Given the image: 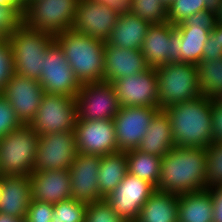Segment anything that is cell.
<instances>
[{"label": "cell", "instance_id": "cell-1", "mask_svg": "<svg viewBox=\"0 0 222 222\" xmlns=\"http://www.w3.org/2000/svg\"><path fill=\"white\" fill-rule=\"evenodd\" d=\"M206 148H172L161 160L156 190L176 196L206 190Z\"/></svg>", "mask_w": 222, "mask_h": 222}, {"label": "cell", "instance_id": "cell-2", "mask_svg": "<svg viewBox=\"0 0 222 222\" xmlns=\"http://www.w3.org/2000/svg\"><path fill=\"white\" fill-rule=\"evenodd\" d=\"M213 99L200 95L165 108L171 120L175 146L207 148L213 139Z\"/></svg>", "mask_w": 222, "mask_h": 222}, {"label": "cell", "instance_id": "cell-3", "mask_svg": "<svg viewBox=\"0 0 222 222\" xmlns=\"http://www.w3.org/2000/svg\"><path fill=\"white\" fill-rule=\"evenodd\" d=\"M80 84L102 82L105 42L74 31L55 36Z\"/></svg>", "mask_w": 222, "mask_h": 222}, {"label": "cell", "instance_id": "cell-4", "mask_svg": "<svg viewBox=\"0 0 222 222\" xmlns=\"http://www.w3.org/2000/svg\"><path fill=\"white\" fill-rule=\"evenodd\" d=\"M7 39L12 48L14 73L39 81L43 57L55 36L22 23Z\"/></svg>", "mask_w": 222, "mask_h": 222}, {"label": "cell", "instance_id": "cell-5", "mask_svg": "<svg viewBox=\"0 0 222 222\" xmlns=\"http://www.w3.org/2000/svg\"><path fill=\"white\" fill-rule=\"evenodd\" d=\"M39 135L29 124H22L0 138V175H31Z\"/></svg>", "mask_w": 222, "mask_h": 222}, {"label": "cell", "instance_id": "cell-6", "mask_svg": "<svg viewBox=\"0 0 222 222\" xmlns=\"http://www.w3.org/2000/svg\"><path fill=\"white\" fill-rule=\"evenodd\" d=\"M159 108L193 100L201 95L195 64L170 62L155 68Z\"/></svg>", "mask_w": 222, "mask_h": 222}, {"label": "cell", "instance_id": "cell-7", "mask_svg": "<svg viewBox=\"0 0 222 222\" xmlns=\"http://www.w3.org/2000/svg\"><path fill=\"white\" fill-rule=\"evenodd\" d=\"M79 0H30L23 11L29 28L56 36L72 28Z\"/></svg>", "mask_w": 222, "mask_h": 222}, {"label": "cell", "instance_id": "cell-8", "mask_svg": "<svg viewBox=\"0 0 222 222\" xmlns=\"http://www.w3.org/2000/svg\"><path fill=\"white\" fill-rule=\"evenodd\" d=\"M76 122L75 97L45 93L29 125L41 136L46 133L75 130Z\"/></svg>", "mask_w": 222, "mask_h": 222}, {"label": "cell", "instance_id": "cell-9", "mask_svg": "<svg viewBox=\"0 0 222 222\" xmlns=\"http://www.w3.org/2000/svg\"><path fill=\"white\" fill-rule=\"evenodd\" d=\"M75 101L79 120H113L120 109L114 86L105 81L81 84Z\"/></svg>", "mask_w": 222, "mask_h": 222}, {"label": "cell", "instance_id": "cell-10", "mask_svg": "<svg viewBox=\"0 0 222 222\" xmlns=\"http://www.w3.org/2000/svg\"><path fill=\"white\" fill-rule=\"evenodd\" d=\"M43 71L39 83L45 93L76 97L81 84L76 79L63 50L54 40L43 57Z\"/></svg>", "mask_w": 222, "mask_h": 222}, {"label": "cell", "instance_id": "cell-11", "mask_svg": "<svg viewBox=\"0 0 222 222\" xmlns=\"http://www.w3.org/2000/svg\"><path fill=\"white\" fill-rule=\"evenodd\" d=\"M76 154L75 130L46 133L39 136L33 169L34 171L69 170Z\"/></svg>", "mask_w": 222, "mask_h": 222}, {"label": "cell", "instance_id": "cell-12", "mask_svg": "<svg viewBox=\"0 0 222 222\" xmlns=\"http://www.w3.org/2000/svg\"><path fill=\"white\" fill-rule=\"evenodd\" d=\"M182 39L170 22L151 24L144 38L141 53L150 68L170 62H181Z\"/></svg>", "mask_w": 222, "mask_h": 222}, {"label": "cell", "instance_id": "cell-13", "mask_svg": "<svg viewBox=\"0 0 222 222\" xmlns=\"http://www.w3.org/2000/svg\"><path fill=\"white\" fill-rule=\"evenodd\" d=\"M149 182L127 173L120 184L105 198L112 210L126 222H136L141 207L155 192Z\"/></svg>", "mask_w": 222, "mask_h": 222}, {"label": "cell", "instance_id": "cell-14", "mask_svg": "<svg viewBox=\"0 0 222 222\" xmlns=\"http://www.w3.org/2000/svg\"><path fill=\"white\" fill-rule=\"evenodd\" d=\"M120 107H157L158 80L155 68L112 82Z\"/></svg>", "mask_w": 222, "mask_h": 222}, {"label": "cell", "instance_id": "cell-15", "mask_svg": "<svg viewBox=\"0 0 222 222\" xmlns=\"http://www.w3.org/2000/svg\"><path fill=\"white\" fill-rule=\"evenodd\" d=\"M77 153L100 155L119 152L113 120H79L75 126Z\"/></svg>", "mask_w": 222, "mask_h": 222}, {"label": "cell", "instance_id": "cell-16", "mask_svg": "<svg viewBox=\"0 0 222 222\" xmlns=\"http://www.w3.org/2000/svg\"><path fill=\"white\" fill-rule=\"evenodd\" d=\"M159 110L157 107L145 106L120 107L113 118L119 151L127 152L139 147L152 118Z\"/></svg>", "mask_w": 222, "mask_h": 222}, {"label": "cell", "instance_id": "cell-17", "mask_svg": "<svg viewBox=\"0 0 222 222\" xmlns=\"http://www.w3.org/2000/svg\"><path fill=\"white\" fill-rule=\"evenodd\" d=\"M0 94L14 109L20 122L29 124L35 117L45 92L39 81L14 73Z\"/></svg>", "mask_w": 222, "mask_h": 222}, {"label": "cell", "instance_id": "cell-18", "mask_svg": "<svg viewBox=\"0 0 222 222\" xmlns=\"http://www.w3.org/2000/svg\"><path fill=\"white\" fill-rule=\"evenodd\" d=\"M119 18L120 14L106 5L91 0H79L71 29L106 42Z\"/></svg>", "mask_w": 222, "mask_h": 222}, {"label": "cell", "instance_id": "cell-19", "mask_svg": "<svg viewBox=\"0 0 222 222\" xmlns=\"http://www.w3.org/2000/svg\"><path fill=\"white\" fill-rule=\"evenodd\" d=\"M100 161V155L76 154L69 169L71 199L86 204L105 199L98 187Z\"/></svg>", "mask_w": 222, "mask_h": 222}, {"label": "cell", "instance_id": "cell-20", "mask_svg": "<svg viewBox=\"0 0 222 222\" xmlns=\"http://www.w3.org/2000/svg\"><path fill=\"white\" fill-rule=\"evenodd\" d=\"M29 177L32 199L52 204L71 199L69 170L34 171Z\"/></svg>", "mask_w": 222, "mask_h": 222}, {"label": "cell", "instance_id": "cell-21", "mask_svg": "<svg viewBox=\"0 0 222 222\" xmlns=\"http://www.w3.org/2000/svg\"><path fill=\"white\" fill-rule=\"evenodd\" d=\"M149 68L141 50H127L105 42L103 81L112 83Z\"/></svg>", "mask_w": 222, "mask_h": 222}, {"label": "cell", "instance_id": "cell-22", "mask_svg": "<svg viewBox=\"0 0 222 222\" xmlns=\"http://www.w3.org/2000/svg\"><path fill=\"white\" fill-rule=\"evenodd\" d=\"M32 200L29 175L3 176L0 212L24 219Z\"/></svg>", "mask_w": 222, "mask_h": 222}, {"label": "cell", "instance_id": "cell-23", "mask_svg": "<svg viewBox=\"0 0 222 222\" xmlns=\"http://www.w3.org/2000/svg\"><path fill=\"white\" fill-rule=\"evenodd\" d=\"M174 147L171 120L165 110L160 109L152 118L137 150L164 157Z\"/></svg>", "mask_w": 222, "mask_h": 222}, {"label": "cell", "instance_id": "cell-24", "mask_svg": "<svg viewBox=\"0 0 222 222\" xmlns=\"http://www.w3.org/2000/svg\"><path fill=\"white\" fill-rule=\"evenodd\" d=\"M150 25L131 12L121 14L106 42L127 50H140Z\"/></svg>", "mask_w": 222, "mask_h": 222}, {"label": "cell", "instance_id": "cell-25", "mask_svg": "<svg viewBox=\"0 0 222 222\" xmlns=\"http://www.w3.org/2000/svg\"><path fill=\"white\" fill-rule=\"evenodd\" d=\"M178 216V196L155 190L141 207L136 222H178Z\"/></svg>", "mask_w": 222, "mask_h": 222}, {"label": "cell", "instance_id": "cell-26", "mask_svg": "<svg viewBox=\"0 0 222 222\" xmlns=\"http://www.w3.org/2000/svg\"><path fill=\"white\" fill-rule=\"evenodd\" d=\"M178 222H213V202L207 190L178 196Z\"/></svg>", "mask_w": 222, "mask_h": 222}, {"label": "cell", "instance_id": "cell-27", "mask_svg": "<svg viewBox=\"0 0 222 222\" xmlns=\"http://www.w3.org/2000/svg\"><path fill=\"white\" fill-rule=\"evenodd\" d=\"M128 173L126 152L101 156L98 172L99 192L106 198L124 179Z\"/></svg>", "mask_w": 222, "mask_h": 222}, {"label": "cell", "instance_id": "cell-28", "mask_svg": "<svg viewBox=\"0 0 222 222\" xmlns=\"http://www.w3.org/2000/svg\"><path fill=\"white\" fill-rule=\"evenodd\" d=\"M182 39L181 62L197 65L202 61L203 48L212 29L198 26H175Z\"/></svg>", "mask_w": 222, "mask_h": 222}, {"label": "cell", "instance_id": "cell-29", "mask_svg": "<svg viewBox=\"0 0 222 222\" xmlns=\"http://www.w3.org/2000/svg\"><path fill=\"white\" fill-rule=\"evenodd\" d=\"M128 173L151 183H159L162 157L140 152L137 149L126 152Z\"/></svg>", "mask_w": 222, "mask_h": 222}, {"label": "cell", "instance_id": "cell-30", "mask_svg": "<svg viewBox=\"0 0 222 222\" xmlns=\"http://www.w3.org/2000/svg\"><path fill=\"white\" fill-rule=\"evenodd\" d=\"M196 67L201 95L215 99L222 93V58L201 61Z\"/></svg>", "mask_w": 222, "mask_h": 222}, {"label": "cell", "instance_id": "cell-31", "mask_svg": "<svg viewBox=\"0 0 222 222\" xmlns=\"http://www.w3.org/2000/svg\"><path fill=\"white\" fill-rule=\"evenodd\" d=\"M131 13L150 24L167 23V7L161 0H131Z\"/></svg>", "mask_w": 222, "mask_h": 222}, {"label": "cell", "instance_id": "cell-32", "mask_svg": "<svg viewBox=\"0 0 222 222\" xmlns=\"http://www.w3.org/2000/svg\"><path fill=\"white\" fill-rule=\"evenodd\" d=\"M206 189L222 185V142L214 141L206 148Z\"/></svg>", "mask_w": 222, "mask_h": 222}, {"label": "cell", "instance_id": "cell-33", "mask_svg": "<svg viewBox=\"0 0 222 222\" xmlns=\"http://www.w3.org/2000/svg\"><path fill=\"white\" fill-rule=\"evenodd\" d=\"M53 222H85L87 204L73 199L53 204Z\"/></svg>", "mask_w": 222, "mask_h": 222}, {"label": "cell", "instance_id": "cell-34", "mask_svg": "<svg viewBox=\"0 0 222 222\" xmlns=\"http://www.w3.org/2000/svg\"><path fill=\"white\" fill-rule=\"evenodd\" d=\"M167 8V20L176 26L191 15L206 10V4L205 0H175Z\"/></svg>", "mask_w": 222, "mask_h": 222}, {"label": "cell", "instance_id": "cell-35", "mask_svg": "<svg viewBox=\"0 0 222 222\" xmlns=\"http://www.w3.org/2000/svg\"><path fill=\"white\" fill-rule=\"evenodd\" d=\"M85 222H126L119 217L113 210L111 205L102 199L97 202L87 204L85 211Z\"/></svg>", "mask_w": 222, "mask_h": 222}, {"label": "cell", "instance_id": "cell-36", "mask_svg": "<svg viewBox=\"0 0 222 222\" xmlns=\"http://www.w3.org/2000/svg\"><path fill=\"white\" fill-rule=\"evenodd\" d=\"M23 23L22 12L13 5H0V31L8 37Z\"/></svg>", "mask_w": 222, "mask_h": 222}, {"label": "cell", "instance_id": "cell-37", "mask_svg": "<svg viewBox=\"0 0 222 222\" xmlns=\"http://www.w3.org/2000/svg\"><path fill=\"white\" fill-rule=\"evenodd\" d=\"M222 58V24H215L210 31L208 40L203 48L202 61H212Z\"/></svg>", "mask_w": 222, "mask_h": 222}, {"label": "cell", "instance_id": "cell-38", "mask_svg": "<svg viewBox=\"0 0 222 222\" xmlns=\"http://www.w3.org/2000/svg\"><path fill=\"white\" fill-rule=\"evenodd\" d=\"M14 74L12 48L8 39L0 44V93Z\"/></svg>", "mask_w": 222, "mask_h": 222}, {"label": "cell", "instance_id": "cell-39", "mask_svg": "<svg viewBox=\"0 0 222 222\" xmlns=\"http://www.w3.org/2000/svg\"><path fill=\"white\" fill-rule=\"evenodd\" d=\"M22 123L9 102L0 94V138L18 128Z\"/></svg>", "mask_w": 222, "mask_h": 222}, {"label": "cell", "instance_id": "cell-40", "mask_svg": "<svg viewBox=\"0 0 222 222\" xmlns=\"http://www.w3.org/2000/svg\"><path fill=\"white\" fill-rule=\"evenodd\" d=\"M54 214L52 203L39 202L32 199L27 210L28 222H51Z\"/></svg>", "mask_w": 222, "mask_h": 222}, {"label": "cell", "instance_id": "cell-41", "mask_svg": "<svg viewBox=\"0 0 222 222\" xmlns=\"http://www.w3.org/2000/svg\"><path fill=\"white\" fill-rule=\"evenodd\" d=\"M215 24V12L204 10L191 15L176 26H198L202 27V29H213Z\"/></svg>", "mask_w": 222, "mask_h": 222}, {"label": "cell", "instance_id": "cell-42", "mask_svg": "<svg viewBox=\"0 0 222 222\" xmlns=\"http://www.w3.org/2000/svg\"><path fill=\"white\" fill-rule=\"evenodd\" d=\"M212 197L213 222H222V185L206 189Z\"/></svg>", "mask_w": 222, "mask_h": 222}, {"label": "cell", "instance_id": "cell-43", "mask_svg": "<svg viewBox=\"0 0 222 222\" xmlns=\"http://www.w3.org/2000/svg\"><path fill=\"white\" fill-rule=\"evenodd\" d=\"M212 125L214 141L222 142V106L213 99Z\"/></svg>", "mask_w": 222, "mask_h": 222}, {"label": "cell", "instance_id": "cell-44", "mask_svg": "<svg viewBox=\"0 0 222 222\" xmlns=\"http://www.w3.org/2000/svg\"><path fill=\"white\" fill-rule=\"evenodd\" d=\"M108 6L116 13L125 14L131 11V0H91Z\"/></svg>", "mask_w": 222, "mask_h": 222}, {"label": "cell", "instance_id": "cell-45", "mask_svg": "<svg viewBox=\"0 0 222 222\" xmlns=\"http://www.w3.org/2000/svg\"><path fill=\"white\" fill-rule=\"evenodd\" d=\"M0 5L16 6L23 13L26 5V0H0Z\"/></svg>", "mask_w": 222, "mask_h": 222}, {"label": "cell", "instance_id": "cell-46", "mask_svg": "<svg viewBox=\"0 0 222 222\" xmlns=\"http://www.w3.org/2000/svg\"><path fill=\"white\" fill-rule=\"evenodd\" d=\"M206 10L216 12L218 7L222 4V0H205Z\"/></svg>", "mask_w": 222, "mask_h": 222}, {"label": "cell", "instance_id": "cell-47", "mask_svg": "<svg viewBox=\"0 0 222 222\" xmlns=\"http://www.w3.org/2000/svg\"><path fill=\"white\" fill-rule=\"evenodd\" d=\"M22 219L0 212V222H20Z\"/></svg>", "mask_w": 222, "mask_h": 222}, {"label": "cell", "instance_id": "cell-48", "mask_svg": "<svg viewBox=\"0 0 222 222\" xmlns=\"http://www.w3.org/2000/svg\"><path fill=\"white\" fill-rule=\"evenodd\" d=\"M215 17H216V23L222 24V4L216 10Z\"/></svg>", "mask_w": 222, "mask_h": 222}, {"label": "cell", "instance_id": "cell-49", "mask_svg": "<svg viewBox=\"0 0 222 222\" xmlns=\"http://www.w3.org/2000/svg\"><path fill=\"white\" fill-rule=\"evenodd\" d=\"M215 101L222 106V93L215 98Z\"/></svg>", "mask_w": 222, "mask_h": 222}, {"label": "cell", "instance_id": "cell-50", "mask_svg": "<svg viewBox=\"0 0 222 222\" xmlns=\"http://www.w3.org/2000/svg\"><path fill=\"white\" fill-rule=\"evenodd\" d=\"M3 192V176L0 175V199Z\"/></svg>", "mask_w": 222, "mask_h": 222}, {"label": "cell", "instance_id": "cell-51", "mask_svg": "<svg viewBox=\"0 0 222 222\" xmlns=\"http://www.w3.org/2000/svg\"><path fill=\"white\" fill-rule=\"evenodd\" d=\"M163 3H164V5L166 6V7H168L169 5H171L175 0H161Z\"/></svg>", "mask_w": 222, "mask_h": 222}, {"label": "cell", "instance_id": "cell-52", "mask_svg": "<svg viewBox=\"0 0 222 222\" xmlns=\"http://www.w3.org/2000/svg\"><path fill=\"white\" fill-rule=\"evenodd\" d=\"M7 37L0 31V44L3 43Z\"/></svg>", "mask_w": 222, "mask_h": 222}, {"label": "cell", "instance_id": "cell-53", "mask_svg": "<svg viewBox=\"0 0 222 222\" xmlns=\"http://www.w3.org/2000/svg\"><path fill=\"white\" fill-rule=\"evenodd\" d=\"M20 222H28V221L24 218Z\"/></svg>", "mask_w": 222, "mask_h": 222}]
</instances>
